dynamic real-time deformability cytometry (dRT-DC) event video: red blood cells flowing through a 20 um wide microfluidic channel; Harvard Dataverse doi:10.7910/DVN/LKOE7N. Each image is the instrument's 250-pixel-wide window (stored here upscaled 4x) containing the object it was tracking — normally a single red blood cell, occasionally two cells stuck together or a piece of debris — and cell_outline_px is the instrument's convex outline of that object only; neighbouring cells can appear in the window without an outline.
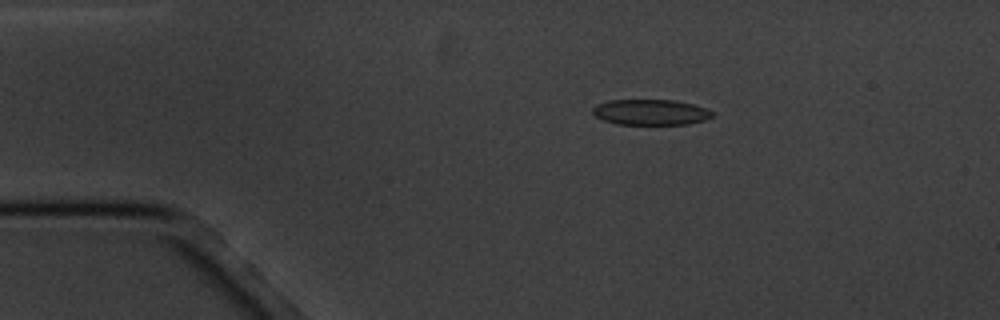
{"species": "common noctule bat (a hibernating species)", "species_latin": "Nyctalus noctula", "temperature_condition": "cold", "stored_images_in_passage": 15, "camera_frame_rate_fps": 3000, "um_per_image_px": 0.085, "animal": {"sex": "male", "body_mass_g": 20.1, "forearm_length_mm": 53.5}, "frame": {"image": 1, "passage_image": 3, "time_ms": 2.333, "image_size_px": [1000, 320], "cell_outline_px": [[712, 116], [704, 120], [688, 124], [616, 124], [604, 120], [596, 116], [592, 112], [592, 108], [596, 104], [608, 100], [672, 100], [692, 104], [704, 108], [712, 112]], "centroid_in_image_um": [55.25, 9.53], "position_along_channel_um": 29.7, "area_um2": 17.69}}
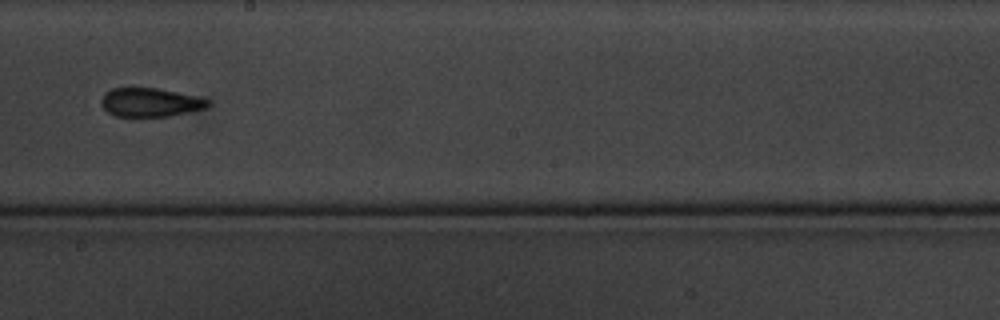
{"frame": {"image": 2, "passage_image": 9, "time_ms": 9.667, "image_size_px": [1000, 320], "cell_outline_px": [[208, 104], [204, 108], [188, 112], [168, 116], [116, 116], [108, 112], [100, 104], [100, 100], [104, 92], [112, 88], [156, 88], [176, 92], [208, 100]], "centroid_in_image_um": [12.67, 8.7], "position_along_channel_um": 235.5, "area_um2": 17.51}}
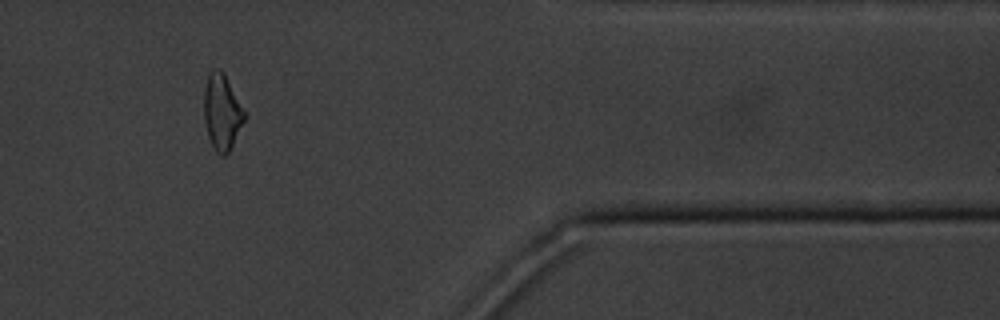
{"frame": {"image": 3, "passage_image": 13, "time_ms": 15.0, "image_size_px": [1000, 320], "cell_outline_px": [[244, 120], [228, 152], [224, 156], [220, 156], [216, 152], [208, 136], [204, 120], [204, 88], [208, 76], [216, 68], [220, 68], [224, 72], [244, 112]], "centroid_in_image_um": [18.83, 9.52], "position_along_channel_um": 392.6, "area_um2": 17.34}, "authors_computed_cell_mechanics": {"area_um2": 18.1492, "velocity_mm_per_s": 3.4442, "shape_relaxation_time_tau1_ms": 5.8598, "shape_relaxation_time_tau2_ms": 3.1066, "deformation_change_tau1": 0.1358, "deformation_change_tau2": 0.1108}}